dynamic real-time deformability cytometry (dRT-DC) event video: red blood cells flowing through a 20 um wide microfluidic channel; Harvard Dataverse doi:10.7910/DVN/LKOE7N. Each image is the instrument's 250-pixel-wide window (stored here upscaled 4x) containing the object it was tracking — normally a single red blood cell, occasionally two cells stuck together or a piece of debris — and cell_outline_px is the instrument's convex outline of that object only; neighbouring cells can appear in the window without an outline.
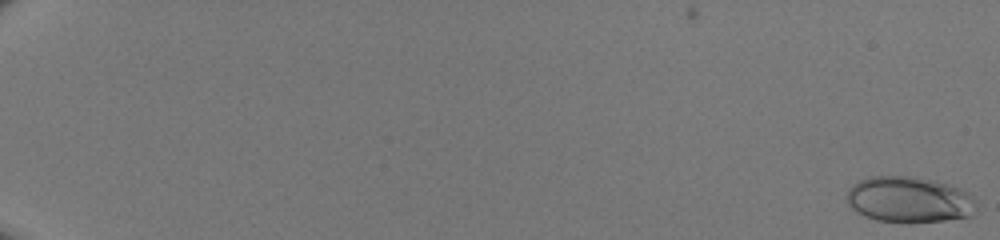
{"species": "human", "species_latin": "Homo sapiens", "temperature_condition": "room temperature", "stored_images_in_passage": 51, "camera_frame_rate_fps": 3000, "um_per_image_px": 0.085, "donor": {"sex": "male"}, "frame": {"image": 1, "passage_image": 1, "time_ms": 0.0, "image_size_px": [1000, 240], "cell_outline_px": [[976, 208], [972, 216], [944, 220], [876, 220], [856, 212], [848, 204], [844, 196], [848, 188], [852, 184], [860, 180], [872, 176], [908, 176], [928, 180], [944, 184], [968, 192], [976, 200]], "centroid_in_image_um": [77.23, 16.94], "position_along_channel_um": 7.8, "area_um2": 33.99}}
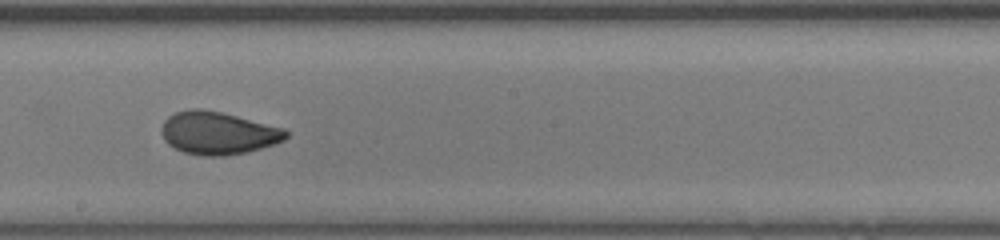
{"frame": {"image": 2, "passage_image": 33, "time_ms": 10.667, "image_size_px": [1000, 240], "cell_outline_px": [[288, 136], [284, 140], [276, 144], [248, 152], [224, 156], [204, 156], [184, 152], [168, 144], [164, 140], [160, 132], [160, 128], [164, 120], [168, 116], [176, 112], [188, 108], [200, 108], [220, 112], [284, 128], [288, 132]], "centroid_in_image_um": [18.51, 11.31], "position_along_channel_um": 229.7, "area_um2": 31.15}}
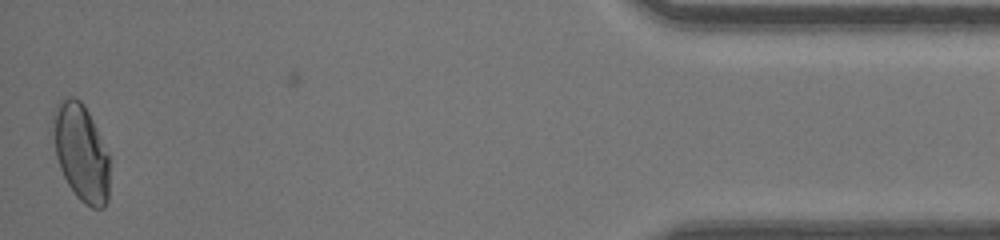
{"frame": {"image": 3, "passage_image": 51, "time_ms": 16.667, "image_size_px": [1000, 240], "cell_outline_px": [[108, 200], [104, 208], [92, 208], [84, 204], [76, 196], [68, 184], [60, 168], [48, 132], [52, 112], [56, 104], [60, 100], [68, 96], [76, 96], [84, 104], [108, 152]], "centroid_in_image_um": [6.81, 12.9], "position_along_channel_um": 428.4, "area_um2": 32.77}}